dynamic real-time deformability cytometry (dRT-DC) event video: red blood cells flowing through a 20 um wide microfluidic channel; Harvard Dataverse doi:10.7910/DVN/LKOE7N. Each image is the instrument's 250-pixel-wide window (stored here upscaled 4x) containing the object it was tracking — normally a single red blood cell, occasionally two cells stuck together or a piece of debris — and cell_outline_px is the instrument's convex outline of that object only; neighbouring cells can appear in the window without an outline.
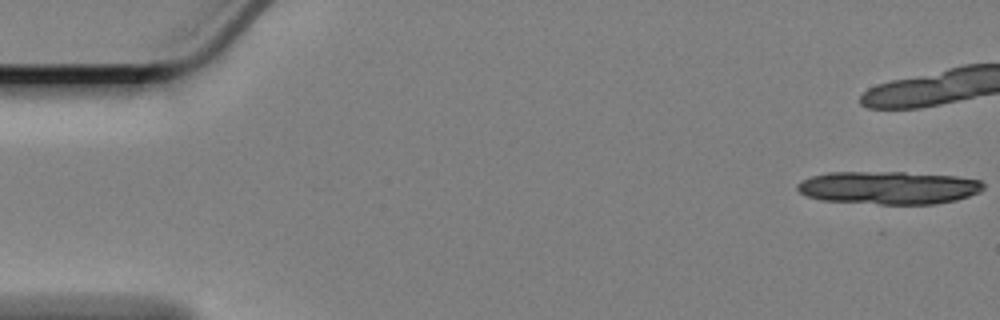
{"species": "Egyptian fruit bat (a non-hibernating species)", "species_latin": "Rousettus aegyptiacus", "temperature_condition": "cold", "stored_images_in_passage": 45, "segment_of_instrument_passage": [1, 2], "camera_frame_rate_fps": 3000, "um_per_image_px": 0.085, "animal": {"sex": "female"}, "frame": {"image": 1, "passage_image": 1, "time_ms": 0.0, "image_size_px": [1000, 320], "cell_outline_px": [[984, 188], [980, 192], [956, 200], [936, 204], [880, 204], [820, 200], [804, 196], [796, 188], [796, 184], [800, 180], [812, 176], [828, 172], [904, 172], [956, 176], [980, 180], [984, 184]], "centroid_in_image_um": [75.5, 15.95], "position_along_channel_um": 9.5, "area_um2": 36.01}}